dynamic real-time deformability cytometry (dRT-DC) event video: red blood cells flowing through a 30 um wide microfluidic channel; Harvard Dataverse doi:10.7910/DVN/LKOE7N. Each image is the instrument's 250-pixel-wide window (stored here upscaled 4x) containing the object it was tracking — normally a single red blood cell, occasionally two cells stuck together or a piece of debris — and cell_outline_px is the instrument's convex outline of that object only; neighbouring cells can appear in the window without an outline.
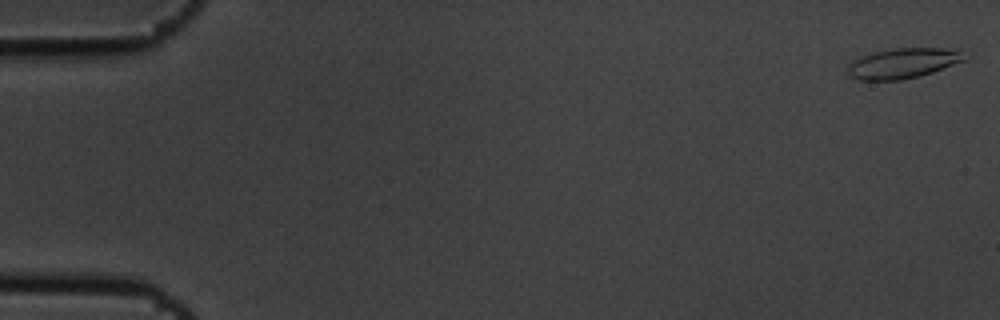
{"species": "common noctule bat (a hibernating species)", "species_latin": "Nyctalus noctula", "temperature_condition": "cold", "stored_images_in_passage": 5, "camera_frame_rate_fps": 3000, "um_per_image_px": 0.085, "animal": {"sex": "male", "body_mass_g": 19.5, "forearm_length_mm": 54.6}, "frame": {"image": 1, "passage_image": 1, "time_ms": 0.0, "image_size_px": [1000, 320], "cell_outline_px": [[964, 60], [932, 72], [920, 76], [900, 80], [860, 80], [852, 76], [848, 72], [848, 64], [852, 60], [876, 52], [896, 48], [940, 48], [960, 52]], "centroid_in_image_um": [76.68, 5.39], "position_along_channel_um": 8.3, "area_um2": 19.88}}